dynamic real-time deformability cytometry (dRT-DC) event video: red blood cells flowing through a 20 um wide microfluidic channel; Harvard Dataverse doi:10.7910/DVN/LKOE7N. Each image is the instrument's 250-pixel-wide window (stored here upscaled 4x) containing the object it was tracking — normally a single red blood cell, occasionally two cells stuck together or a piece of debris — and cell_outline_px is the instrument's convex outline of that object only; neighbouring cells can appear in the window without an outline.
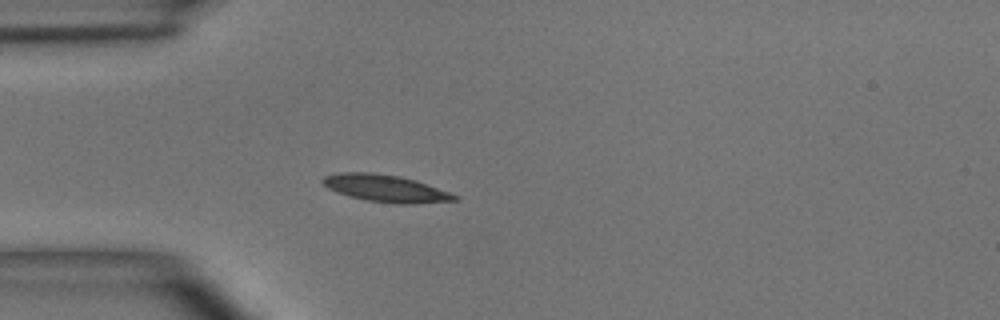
{"species": "common noctule bat (a hibernating species)", "species_latin": "Nyctalus noctula", "temperature_condition": "room temperature", "stored_images_in_passage": 4, "camera_frame_rate_fps": 3000, "um_per_image_px": 0.085, "animal": {"sex": "male", "body_mass_g": 15.6}, "frame": {"image": 1, "passage_image": 4, "time_ms": 4.333, "image_size_px": [1000, 320], "cell_outline_px": [[460, 200], [412, 204], [396, 204], [368, 200], [336, 192], [328, 188], [320, 180], [324, 176], [340, 172], [372, 172], [400, 176], [416, 180], [460, 196]], "centroid_in_image_um": [32.81, 16.0], "position_along_channel_um": 52.2, "area_um2": 20.87}}